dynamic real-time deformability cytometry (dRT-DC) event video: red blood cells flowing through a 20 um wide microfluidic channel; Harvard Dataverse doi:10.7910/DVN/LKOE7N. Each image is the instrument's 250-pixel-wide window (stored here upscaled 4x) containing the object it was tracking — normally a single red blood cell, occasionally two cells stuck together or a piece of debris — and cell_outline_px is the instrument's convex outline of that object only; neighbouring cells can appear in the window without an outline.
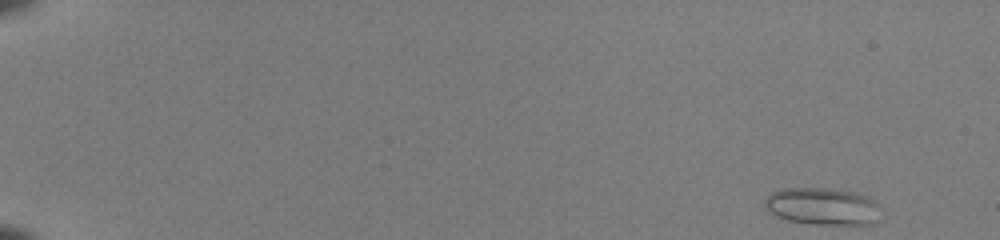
{"species": "common noctule bat (a hibernating species)", "species_latin": "Nyctalus noctula", "temperature_condition": "room temperature", "stored_images_in_passage": 49, "camera_frame_rate_fps": 3000, "um_per_image_px": 0.085, "animal": {"sex": "female", "body_mass_g": 22.0, "forearm_length_mm": 56.7}, "frame": {"image": 1, "passage_image": 1, "time_ms": 0.0, "image_size_px": [1000, 240], "cell_outline_px": [[876, 204], [872, 224], [816, 224], [788, 220], [776, 216], [764, 204], [764, 200], [772, 192], [780, 188], [832, 188], [852, 192], [864, 196], [872, 200]], "centroid_in_image_um": [69.8, 17.52], "position_along_channel_um": 15.2, "area_um2": 24.33}}
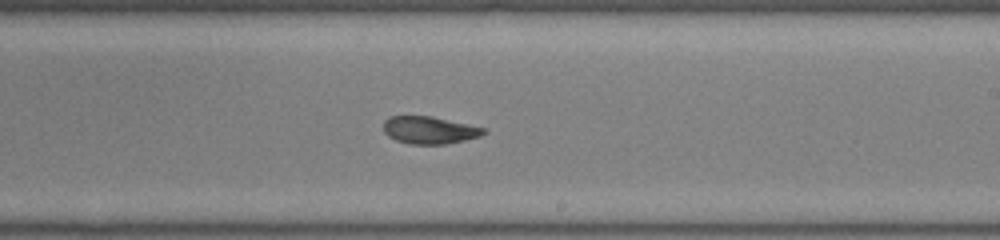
{"frame": {"image": 2, "passage_image": 31, "time_ms": 10.0, "image_size_px": [1000, 240], "cell_outline_px": [[488, 132], [480, 136], [464, 140], [444, 144], [408, 144], [396, 140], [388, 136], [384, 132], [384, 120], [388, 116], [432, 116], [468, 124], [484, 128]], "centroid_in_image_um": [36.48, 11.05], "position_along_channel_um": 252.5, "area_um2": 16.01}}
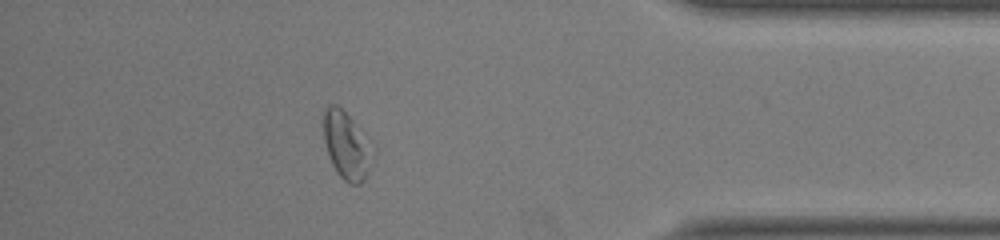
{"frame": {"image": 3, "passage_image": 44, "time_ms": 14.333, "image_size_px": [1000, 240], "cell_outline_px": [[376, 152], [372, 164], [364, 180], [360, 184], [348, 184], [336, 172], [328, 156], [324, 140], [324, 108], [328, 104], [336, 104], [376, 144]], "centroid_in_image_um": [29.53, 12.39], "position_along_channel_um": 405.7, "area_um2": 20.0}, "authors_computed_cell_mechanics": {"area_um2": 18.0914, "velocity_mm_per_s": 4.0728, "shape_relaxation_time_tau1_ms": 10.5093, "shape_relaxation_time_tau2_ms": 2.6798, "deformation_change_tau1": 0.2684, "deformation_change_tau2": 0.0915}}